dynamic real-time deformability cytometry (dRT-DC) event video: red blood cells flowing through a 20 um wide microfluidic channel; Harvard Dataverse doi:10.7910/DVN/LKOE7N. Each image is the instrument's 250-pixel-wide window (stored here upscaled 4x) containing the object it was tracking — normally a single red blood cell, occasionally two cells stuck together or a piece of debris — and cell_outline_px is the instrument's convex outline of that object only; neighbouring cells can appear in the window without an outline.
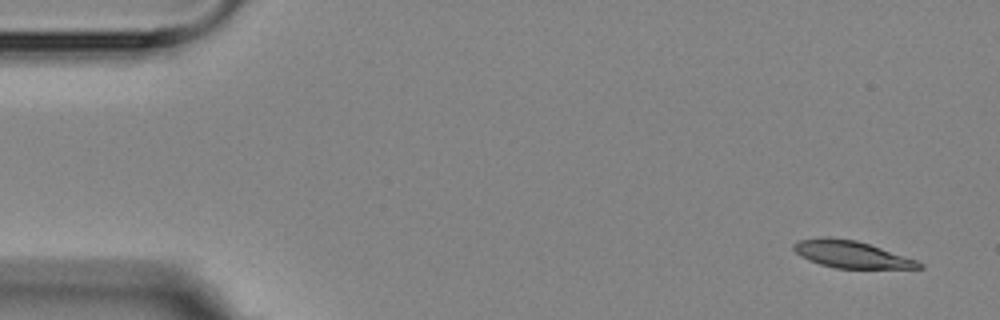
{"species": "Egyptian fruit bat (a non-hibernating species)", "species_latin": "Rousettus aegyptiacus", "temperature_condition": "room temperature", "stored_images_in_passage": 6, "camera_frame_rate_fps": 3000, "um_per_image_px": 0.085, "animal": {"sex": "female"}, "frame": {"image": 1, "passage_image": 1, "time_ms": 0.0, "image_size_px": [1000, 320], "cell_outline_px": [[924, 268], [836, 268], [820, 264], [808, 260], [800, 256], [792, 248], [792, 244], [796, 240], [820, 236], [828, 236], [856, 240], [916, 260], [924, 264]], "centroid_in_image_um": [72.27, 21.6], "position_along_channel_um": 12.7, "area_um2": 19.77}}
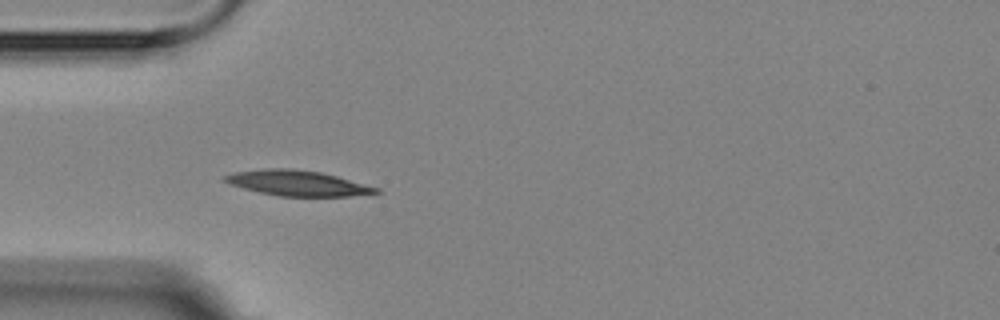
{"frame": {"image": 2, "passage_image": 5, "time_ms": 4.333, "image_size_px": [1000, 320], "cell_outline_px": [[380, 192], [348, 196], [280, 196], [260, 192], [244, 188], [220, 180], [224, 176], [236, 172], [264, 168], [288, 168], [320, 172], [336, 176], [380, 188]], "centroid_in_image_um": [25.27, 15.56], "position_along_channel_um": 59.7, "area_um2": 22.02}}
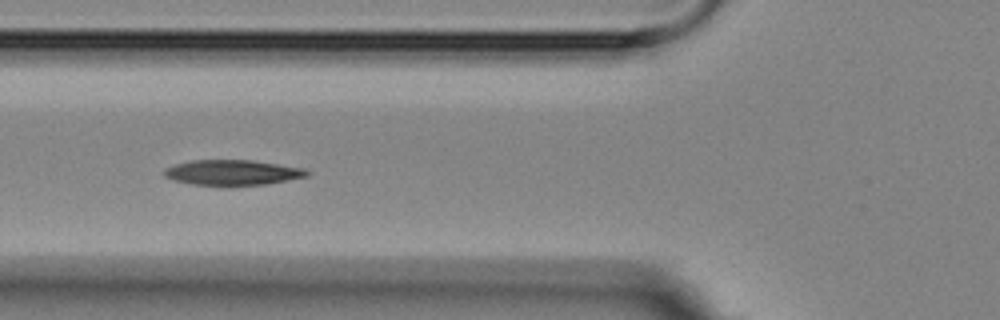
{"frame": {"image": 3, "passage_image": 6, "time_ms": 5.667, "image_size_px": [1000, 320], "cell_outline_px": [[312, 172], [308, 176], [288, 180], [264, 184], [228, 188], [192, 184], [172, 180], [164, 176], [164, 168], [176, 164], [192, 160], [252, 160], [304, 168]], "centroid_in_image_um": [19.75, 14.7], "position_along_channel_um": 106.0, "area_um2": 21.73}}